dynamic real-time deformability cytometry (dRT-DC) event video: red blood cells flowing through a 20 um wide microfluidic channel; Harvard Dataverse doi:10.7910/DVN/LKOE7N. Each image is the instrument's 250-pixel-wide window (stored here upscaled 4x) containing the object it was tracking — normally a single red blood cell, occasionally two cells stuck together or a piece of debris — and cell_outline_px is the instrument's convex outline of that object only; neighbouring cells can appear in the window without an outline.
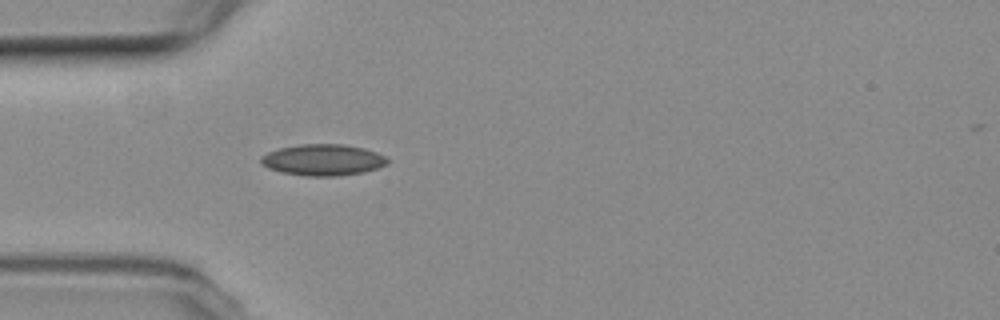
{"species": "common noctule bat (a hibernating species)", "species_latin": "Nyctalus noctula", "temperature_condition": "room temperature", "stored_images_in_passage": 40, "camera_frame_rate_fps": 3000, "um_per_image_px": 0.085, "animal": {"sex": "female", "body_mass_g": 19.3, "forearm_length_mm": 54.1}, "frame": {"image": 1, "passage_image": 1, "time_ms": 0.0, "image_size_px": [1000, 320], "cell_outline_px": [[388, 164], [364, 172], [336, 176], [304, 176], [280, 172], [268, 168], [260, 164], [260, 156], [268, 152], [280, 148], [300, 144], [344, 144], [364, 148], [376, 152], [384, 156], [388, 160]], "centroid_in_image_um": [27.42, 13.59], "position_along_channel_um": 57.6, "area_um2": 23.18}}
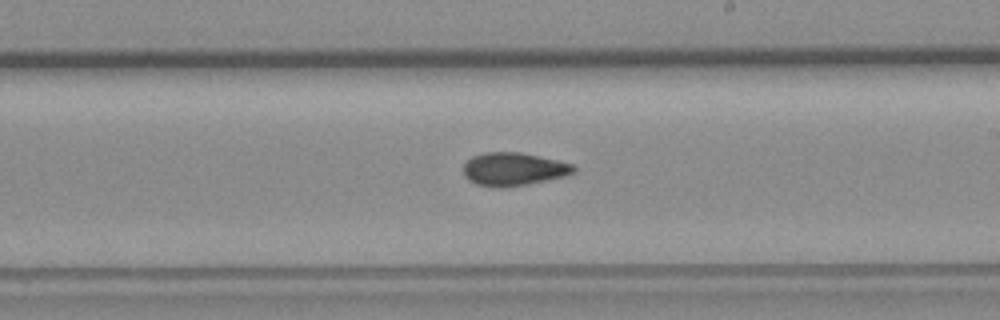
{"frame": {"image": 2, "passage_image": 16, "time_ms": 5.0, "image_size_px": [1000, 320], "cell_outline_px": [[576, 172], [564, 176], [524, 184], [500, 188], [476, 184], [468, 180], [464, 176], [464, 164], [472, 156], [484, 152], [520, 152], [556, 160], [572, 164], [576, 168]], "centroid_in_image_um": [43.62, 14.37], "position_along_channel_um": 245.4, "area_um2": 21.04}}
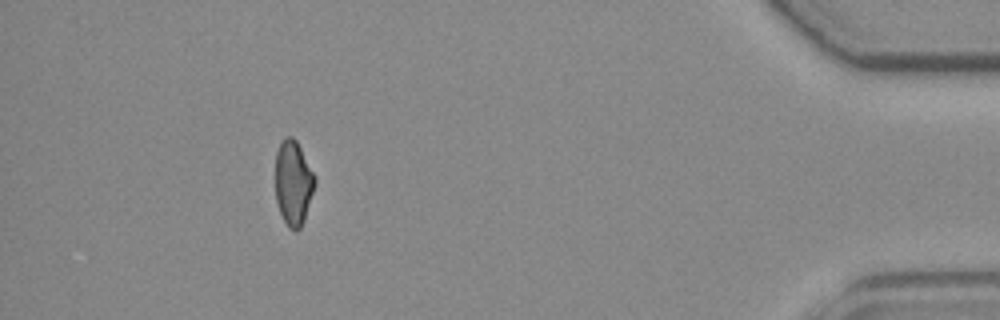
{"frame": {"image": 3, "passage_image": 34, "time_ms": 11.0, "image_size_px": [1000, 320], "cell_outline_px": [[316, 180], [304, 220], [300, 228], [296, 232], [288, 228], [280, 212], [276, 200], [276, 152], [280, 140], [284, 136], [292, 136], [296, 140], [316, 176]], "centroid_in_image_um": [24.92, 15.52], "position_along_channel_um": 410.3, "area_um2": 19.54}, "authors_computed_cell_mechanics": {"area_um2": 20.6346, "velocity_mm_per_s": 3.812, "shape_relaxation_time_tau1_ms": null, "shape_relaxation_time_tau2_ms": 3.9954, "deformation_change_tau1": null, "deformation_change_tau2": 0.0793}}